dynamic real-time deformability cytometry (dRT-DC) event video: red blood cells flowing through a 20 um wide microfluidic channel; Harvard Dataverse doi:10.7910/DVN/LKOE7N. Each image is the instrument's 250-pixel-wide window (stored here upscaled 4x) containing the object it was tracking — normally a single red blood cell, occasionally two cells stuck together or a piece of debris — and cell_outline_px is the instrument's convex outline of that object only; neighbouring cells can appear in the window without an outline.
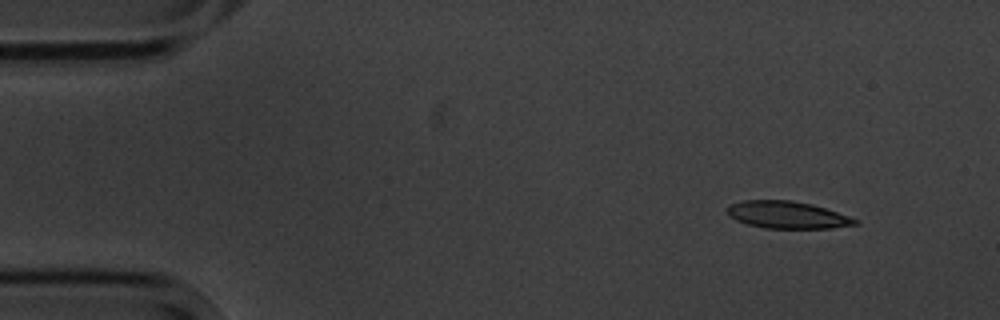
{"species": "common noctule bat (a hibernating species)", "species_latin": "Nyctalus noctula", "temperature_condition": "cold", "stored_images_in_passage": 4, "camera_frame_rate_fps": 3000, "um_per_image_px": 0.085, "animal": {"sex": "male", "body_mass_g": 20.1, "forearm_length_mm": 53.5}, "frame": {"image": 1, "passage_image": 1, "time_ms": 0.0, "image_size_px": [1000, 320], "cell_outline_px": [[860, 224], [832, 228], [764, 228], [748, 224], [736, 220], [728, 216], [724, 208], [732, 204], [744, 200], [792, 200], [812, 204], [860, 220]], "centroid_in_image_um": [66.9, 18.26], "position_along_channel_um": 18.1, "area_um2": 20.35}}
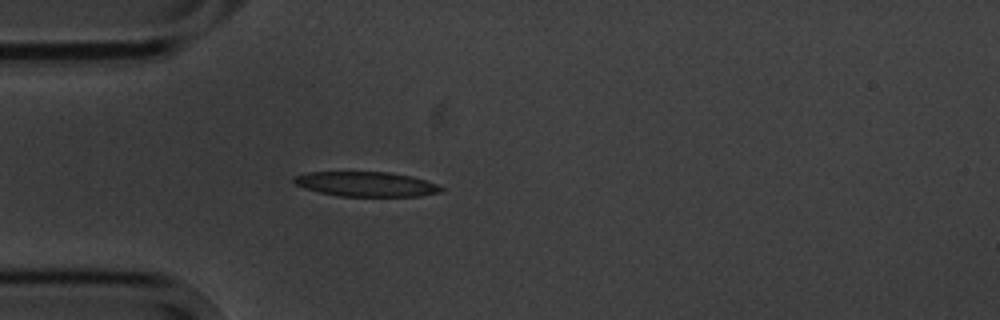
{"frame": {"image": 2, "passage_image": 4, "time_ms": 3.333, "image_size_px": [1000, 320], "cell_outline_px": [[444, 192], [420, 196], [340, 196], [320, 192], [304, 188], [296, 184], [292, 180], [296, 176], [308, 172], [388, 172], [412, 176], [436, 184], [444, 188]], "centroid_in_image_um": [31.16, 15.65], "position_along_channel_um": 53.8, "area_um2": 21.15}}